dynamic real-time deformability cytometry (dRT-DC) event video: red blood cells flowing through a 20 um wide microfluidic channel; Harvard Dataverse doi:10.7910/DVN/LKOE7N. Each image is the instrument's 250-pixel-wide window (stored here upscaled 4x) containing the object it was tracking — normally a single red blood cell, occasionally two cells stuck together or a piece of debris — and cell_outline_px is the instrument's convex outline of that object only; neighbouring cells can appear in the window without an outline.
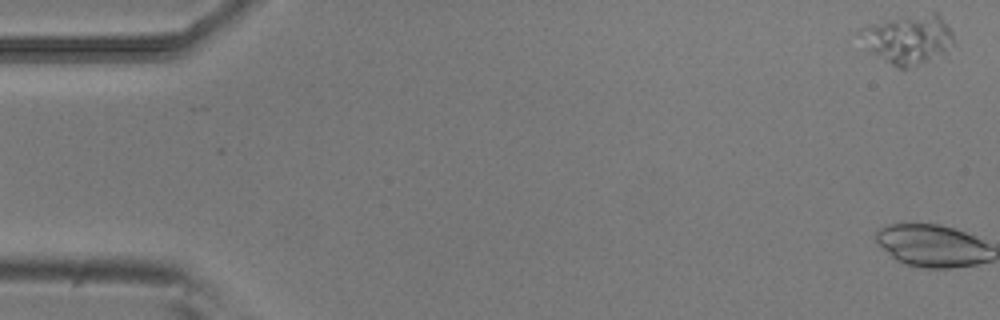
{"species": "common noctule bat (a hibernating species)", "species_latin": "Nyctalus noctula", "temperature_condition": "room temperature", "stored_images_in_passage": 2, "camera_frame_rate_fps": 3000, "um_per_image_px": 0.085, "animal": {"sex": "male", "body_mass_g": 20.5, "forearm_length_mm": 52.5}, "frame": {"image": 1, "passage_image": 1, "time_ms": 0.0, "image_size_px": [1000, 320], "cell_outline_px": [[952, 44], [928, 60], [908, 68], [900, 68], [892, 64], [872, 52], [868, 48], [856, 32], [856, 28], [872, 24], [932, 12], [936, 12], [940, 16], [952, 32]], "centroid_in_image_um": [77.14, 3.31], "position_along_channel_um": 7.9, "area_um2": 25.66}}